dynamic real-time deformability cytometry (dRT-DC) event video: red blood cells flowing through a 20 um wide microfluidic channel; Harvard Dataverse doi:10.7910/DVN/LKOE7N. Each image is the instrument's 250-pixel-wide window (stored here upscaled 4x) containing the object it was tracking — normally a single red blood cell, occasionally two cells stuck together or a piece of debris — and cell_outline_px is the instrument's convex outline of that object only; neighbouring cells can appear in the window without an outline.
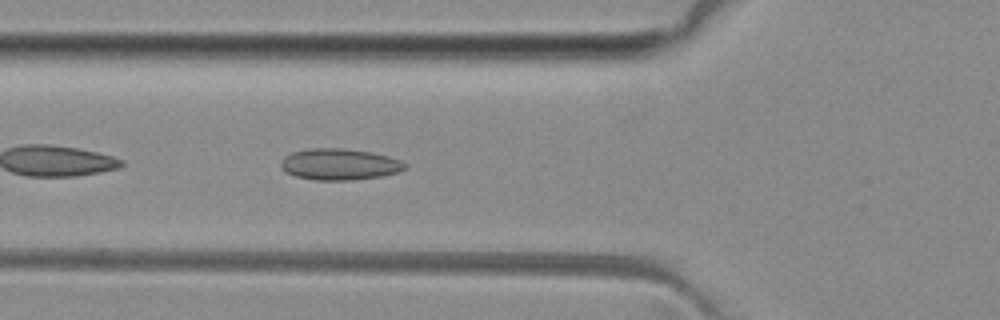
{"species": "common noctule bat (a hibernating species)", "species_latin": "Nyctalus noctula", "temperature_condition": "room temperature", "stored_images_in_passage": 35, "camera_frame_rate_fps": 3000, "um_per_image_px": 0.085, "animal": {"sex": "female", "body_mass_g": 29.2, "forearm_length_mm": 56.3}, "frame": {"image": 1, "passage_image": 5, "time_ms": 1.333, "image_size_px": [1000, 320], "cell_outline_px": [[408, 168], [400, 172], [380, 176], [352, 180], [316, 180], [296, 176], [284, 172], [280, 168], [280, 160], [284, 156], [292, 152], [308, 148], [344, 148], [372, 152], [388, 156], [400, 160], [408, 164]], "centroid_in_image_um": [28.85, 13.96], "position_along_channel_um": 96.9, "area_um2": 23.0}}
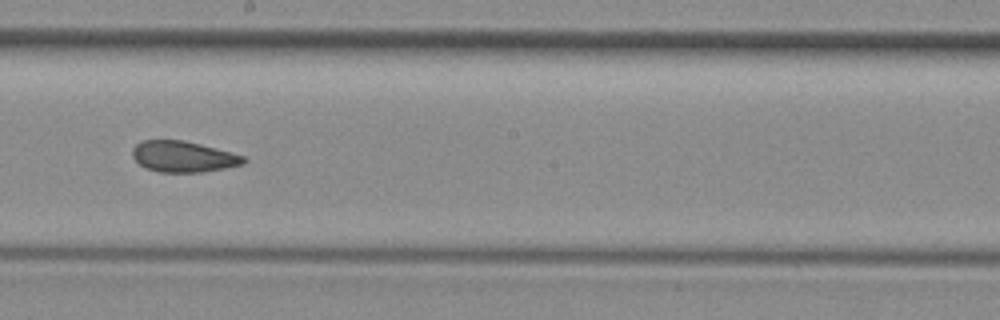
{"frame": {"image": 2, "passage_image": 15, "time_ms": 4.667, "image_size_px": [1000, 320], "cell_outline_px": [[248, 160], [244, 164], [224, 168], [200, 172], [160, 172], [144, 168], [132, 156], [132, 148], [136, 144], [144, 140], [184, 140], [216, 148], [244, 156]], "centroid_in_image_um": [15.57, 13.31], "position_along_channel_um": 232.6, "area_um2": 20.06}}
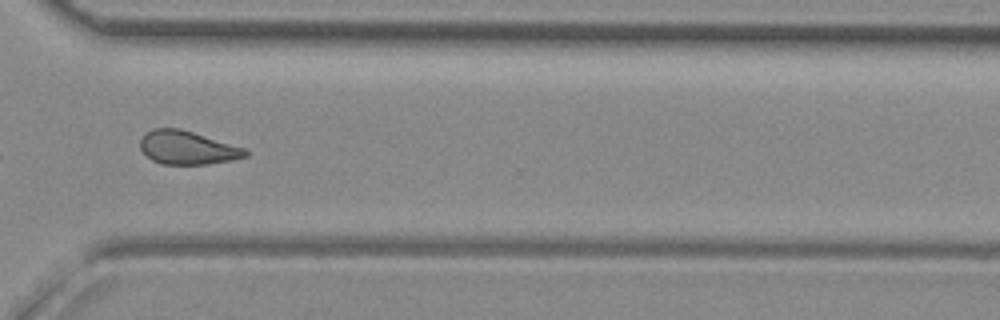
{"frame": {"image": 3, "passage_image": 24, "time_ms": 7.667, "image_size_px": [1000, 320], "cell_outline_px": [[248, 156], [232, 160], [208, 164], [160, 164], [152, 160], [140, 148], [140, 140], [152, 128], [180, 128], [244, 148], [248, 152]], "centroid_in_image_um": [15.92, 12.56], "position_along_channel_um": 354.7, "area_um2": 20.29}, "authors_computed_cell_mechanics": {"area_um2": 20.6346, "velocity_mm_per_s": 4.0659, "shape_relaxation_time_tau1_ms": null, "shape_relaxation_time_tau2_ms": 1.76, "deformation_change_tau1": null, "deformation_change_tau2": 0.0725}}